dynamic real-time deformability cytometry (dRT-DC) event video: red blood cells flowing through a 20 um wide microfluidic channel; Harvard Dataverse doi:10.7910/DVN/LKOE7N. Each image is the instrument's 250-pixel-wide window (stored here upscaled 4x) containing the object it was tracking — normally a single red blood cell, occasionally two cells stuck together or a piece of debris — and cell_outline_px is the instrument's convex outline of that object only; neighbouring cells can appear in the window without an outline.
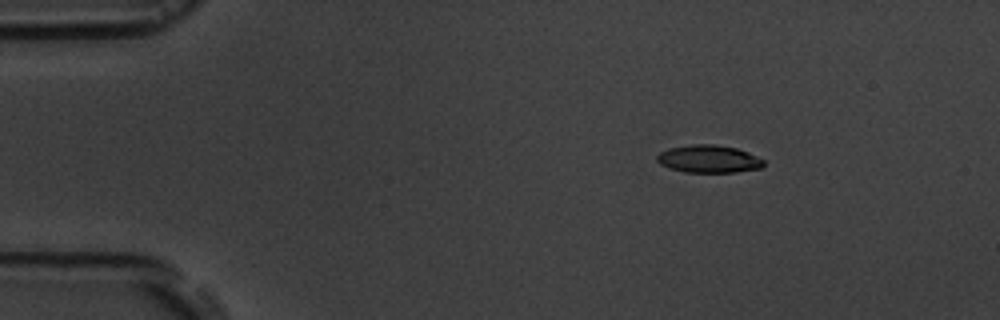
{"species": "common noctule bat (a hibernating species)", "species_latin": "Nyctalus noctula", "temperature_condition": "room temperature", "stored_images_in_passage": 7, "camera_frame_rate_fps": 3000, "um_per_image_px": 0.085, "animal": {"sex": "male", "body_mass_g": 19.5, "forearm_length_mm": 54.6}, "frame": {"image": 1, "passage_image": 1, "time_ms": 0.0, "image_size_px": [1000, 320], "cell_outline_px": [[764, 164], [760, 168], [736, 172], [684, 172], [668, 168], [660, 164], [656, 160], [656, 156], [660, 152], [668, 148], [692, 144], [716, 144], [736, 148], [748, 152], [764, 160]], "centroid_in_image_um": [60.21, 13.51], "position_along_channel_um": 24.8, "area_um2": 17.28}}
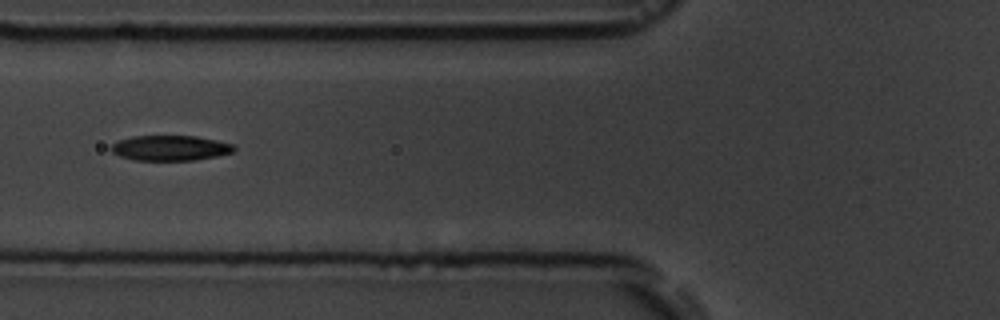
{"frame": {"image": 2, "passage_image": 5, "time_ms": 4.333, "image_size_px": [1000, 320], "cell_outline_px": [[236, 148], [232, 152], [216, 156], [196, 160], [136, 160], [120, 156], [112, 152], [108, 148], [116, 140], [132, 136], [196, 136], [236, 144]], "centroid_in_image_um": [14.45, 12.57], "position_along_channel_um": 111.3, "area_um2": 18.21}}
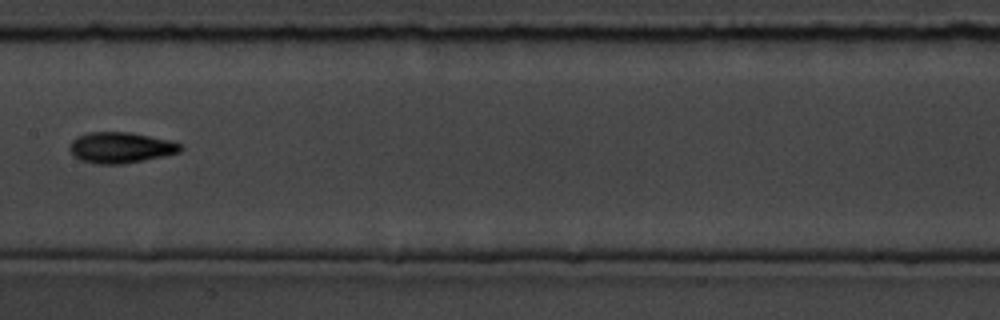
{"frame": {"image": 3, "passage_image": 7, "time_ms": 6.667, "image_size_px": [1000, 320], "cell_outline_px": [[184, 148], [180, 152], [164, 156], [124, 164], [96, 164], [80, 160], [68, 148], [68, 144], [76, 136], [88, 132], [132, 132], [172, 140], [180, 144]], "centroid_in_image_um": [10.27, 12.53], "position_along_channel_um": 197.1, "area_um2": 20.23}}